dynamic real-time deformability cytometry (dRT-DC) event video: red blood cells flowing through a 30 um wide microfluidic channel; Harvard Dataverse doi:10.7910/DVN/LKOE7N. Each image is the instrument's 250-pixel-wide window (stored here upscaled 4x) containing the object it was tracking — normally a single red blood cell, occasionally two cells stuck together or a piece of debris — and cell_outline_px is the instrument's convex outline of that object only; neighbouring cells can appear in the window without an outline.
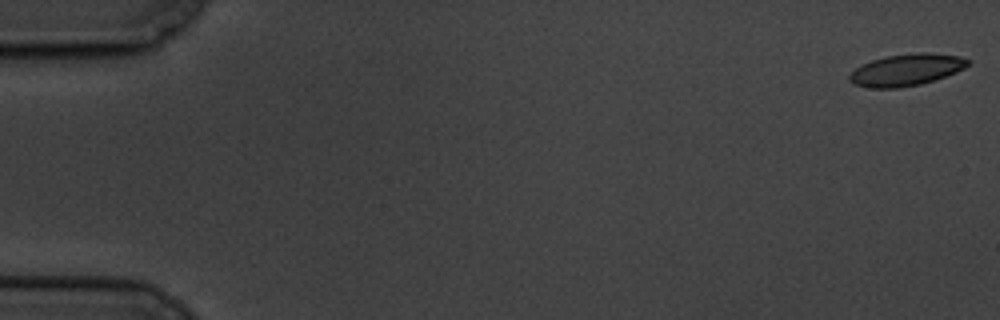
{"species": "common noctule bat (a hibernating species)", "species_latin": "Nyctalus noctula", "temperature_condition": "cold", "stored_images_in_passage": 7, "camera_frame_rate_fps": 3000, "um_per_image_px": 0.085, "animal": {"sex": "male", "body_mass_g": 19.5, "forearm_length_mm": 54.6}, "frame": {"image": 1, "passage_image": 1, "time_ms": 0.0, "image_size_px": [1000, 320], "cell_outline_px": [[968, 64], [964, 68], [956, 72], [920, 84], [896, 88], [872, 88], [852, 84], [848, 80], [848, 76], [856, 68], [872, 60], [884, 56], [920, 52], [928, 52], [960, 56], [968, 60]], "centroid_in_image_um": [77.0, 5.93], "position_along_channel_um": 8.0, "area_um2": 21.73}}
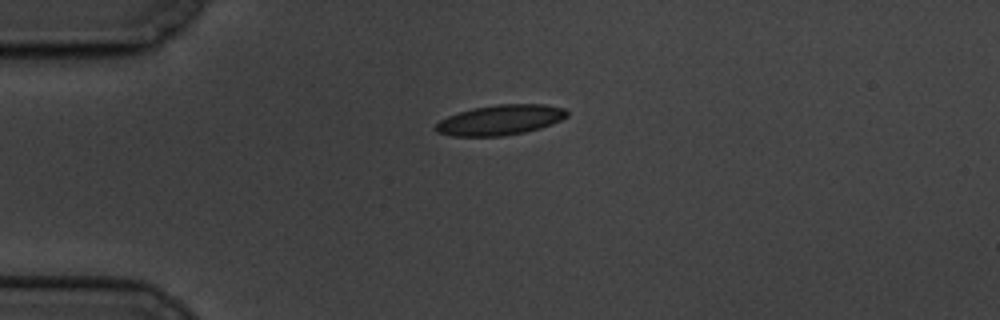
{"frame": {"image": 2, "passage_image": 5, "time_ms": 4.667, "image_size_px": [1000, 320], "cell_outline_px": [[568, 116], [552, 124], [540, 128], [524, 132], [504, 136], [452, 136], [436, 132], [432, 128], [440, 120], [448, 116], [472, 108], [496, 104], [544, 104], [564, 108], [568, 112]], "centroid_in_image_um": [42.51, 10.2], "position_along_channel_um": 42.5, "area_um2": 23.18}}
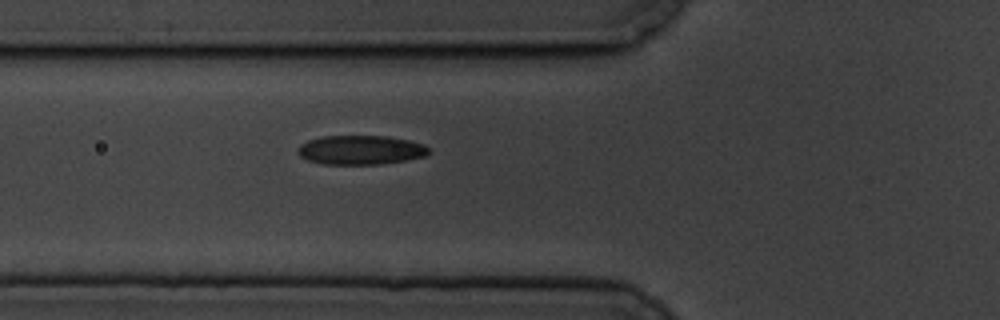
{"frame": {"image": 3, "passage_image": 7, "time_ms": 7.0, "image_size_px": [1000, 320], "cell_outline_px": [[432, 152], [428, 156], [380, 164], [324, 164], [308, 160], [300, 156], [296, 152], [296, 148], [300, 144], [308, 140], [324, 136], [388, 136], [408, 140], [424, 144]], "centroid_in_image_um": [30.66, 12.74], "position_along_channel_um": 95.1, "area_um2": 22.43}}